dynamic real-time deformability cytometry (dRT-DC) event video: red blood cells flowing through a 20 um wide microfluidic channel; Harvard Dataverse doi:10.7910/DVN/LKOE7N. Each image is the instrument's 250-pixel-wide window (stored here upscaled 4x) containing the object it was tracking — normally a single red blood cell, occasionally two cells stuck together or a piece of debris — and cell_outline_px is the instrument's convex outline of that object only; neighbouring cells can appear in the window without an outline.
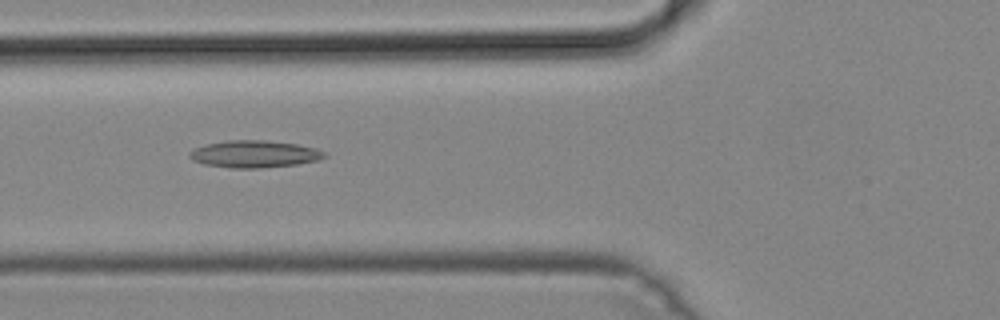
{"species": "common noctule bat (a hibernating species)", "species_latin": "Nyctalus noctula", "temperature_condition": "cold", "stored_images_in_passage": 29, "camera_frame_rate_fps": 3000, "um_per_image_px": 0.085, "animal": {"sex": "male", "body_mass_g": 19.2, "forearm_length_mm": 51.8}, "frame": {"image": 1, "passage_image": 5, "time_ms": 1.333, "image_size_px": [1000, 320], "cell_outline_px": [[328, 156], [316, 160], [296, 164], [260, 168], [232, 168], [204, 164], [192, 160], [188, 156], [188, 152], [192, 148], [204, 144], [228, 140], [264, 140], [296, 144], [316, 148], [324, 152]], "centroid_in_image_um": [21.56, 13.09], "position_along_channel_um": 104.2, "area_um2": 21.39}}
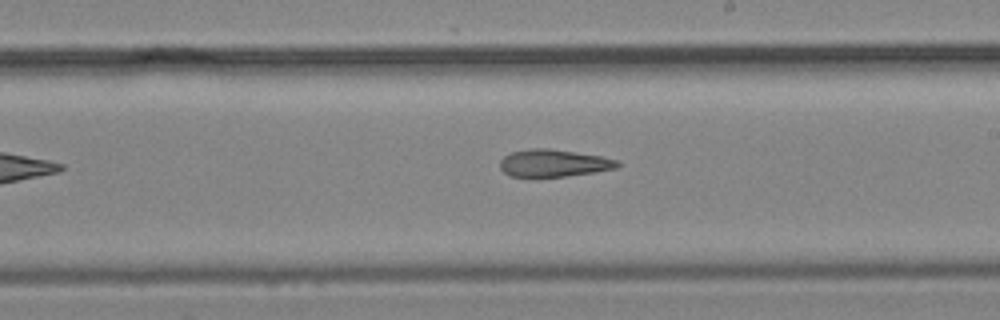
{"frame": {"image": 2, "passage_image": 15, "time_ms": 4.667, "image_size_px": [1000, 320], "cell_outline_px": [[620, 164], [616, 168], [592, 172], [564, 176], [508, 176], [500, 168], [500, 160], [504, 156], [512, 152], [532, 148], [548, 148], [604, 156], [616, 160]], "centroid_in_image_um": [47.04, 13.85], "position_along_channel_um": 242.0, "area_um2": 18.5}}
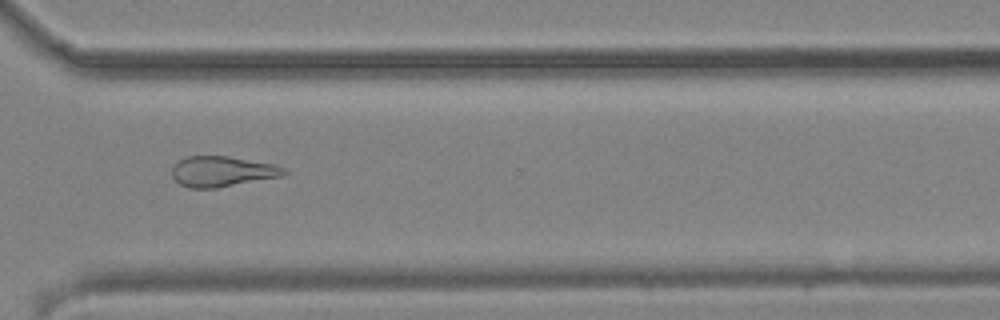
{"frame": {"image": 3, "passage_image": 23, "time_ms": 7.333, "image_size_px": [1000, 320], "cell_outline_px": [[288, 172], [284, 176], [216, 188], [188, 188], [180, 184], [172, 176], [172, 168], [180, 160], [188, 156], [228, 156], [272, 164], [284, 168]], "centroid_in_image_um": [18.89, 14.58], "position_along_channel_um": 351.7, "area_um2": 19.77}}